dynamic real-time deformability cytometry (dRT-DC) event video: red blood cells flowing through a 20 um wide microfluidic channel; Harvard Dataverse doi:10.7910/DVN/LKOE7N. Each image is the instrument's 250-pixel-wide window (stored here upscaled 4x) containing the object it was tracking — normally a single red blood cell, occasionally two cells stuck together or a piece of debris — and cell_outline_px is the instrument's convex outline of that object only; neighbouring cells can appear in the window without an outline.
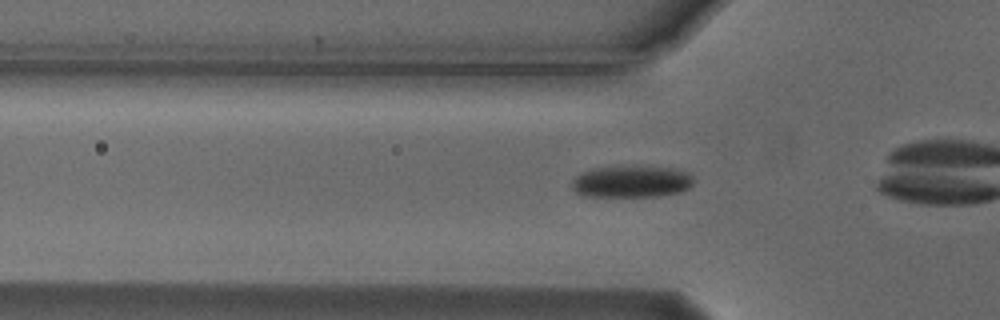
{"species": "Egyptian fruit bat (a non-hibernating species)", "species_latin": "Rousettus aegyptiacus", "temperature_condition": "cold", "stored_images_in_passage": 41, "camera_frame_rate_fps": 3000, "um_per_image_px": 0.085, "animal": {"sex": "male"}, "frame": {"image": 1, "passage_image": 14, "time_ms": 4.333, "image_size_px": [1000, 320], "cell_outline_px": [[692, 184], [688, 188], [680, 192], [660, 196], [584, 196], [576, 192], [572, 188], [572, 180], [580, 172], [592, 168], [632, 164], [636, 164], [672, 168], [688, 172], [692, 176]], "centroid_in_image_um": [53.66, 15.39], "position_along_channel_um": 72.1, "area_um2": 23.24}}
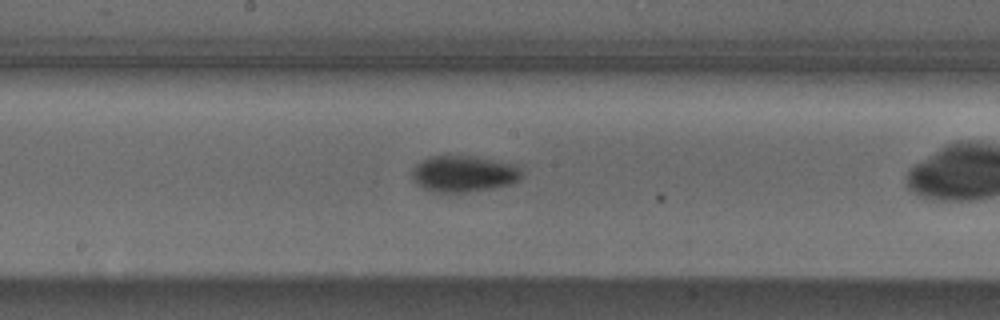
{"frame": {"image": 2, "passage_image": 25, "time_ms": 8.0, "image_size_px": [1000, 320], "cell_outline_px": [[524, 176], [520, 180], [512, 184], [492, 188], [464, 192], [428, 192], [416, 184], [412, 180], [412, 168], [420, 160], [432, 156], [476, 156], [520, 164]], "centroid_in_image_um": [39.46, 14.76], "position_along_channel_um": 208.7, "area_um2": 23.93}}
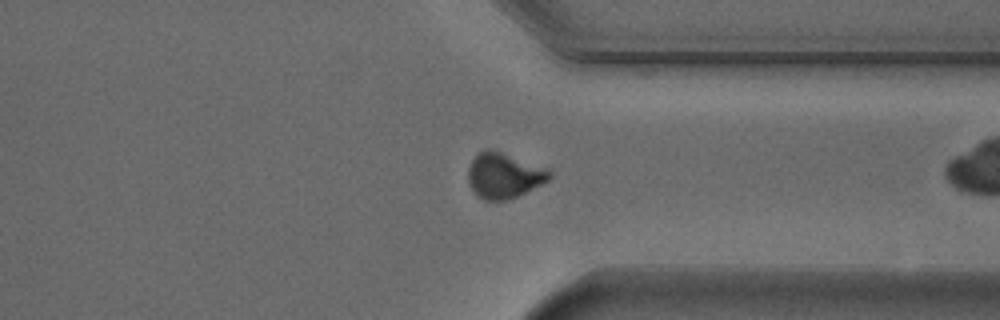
{"frame": {"image": 3, "passage_image": 38, "time_ms": 12.333, "image_size_px": [1000, 320], "cell_outline_px": [[552, 176], [548, 180], [508, 200], [484, 200], [476, 196], [468, 180], [468, 168], [472, 160], [484, 148], [488, 148], [548, 168], [552, 172]], "centroid_in_image_um": [42.82, 14.92], "position_along_channel_um": 368.6, "area_um2": 21.27}, "authors_computed_cell_mechanics": {"area_um2": 23.2934, "velocity_mm_per_s": 3.7173, "shape_relaxation_time_tau1_ms": 2.4205, "shape_relaxation_time_tau2_ms": null, "deformation_change_tau1": 0.0997, "deformation_change_tau2": null}}